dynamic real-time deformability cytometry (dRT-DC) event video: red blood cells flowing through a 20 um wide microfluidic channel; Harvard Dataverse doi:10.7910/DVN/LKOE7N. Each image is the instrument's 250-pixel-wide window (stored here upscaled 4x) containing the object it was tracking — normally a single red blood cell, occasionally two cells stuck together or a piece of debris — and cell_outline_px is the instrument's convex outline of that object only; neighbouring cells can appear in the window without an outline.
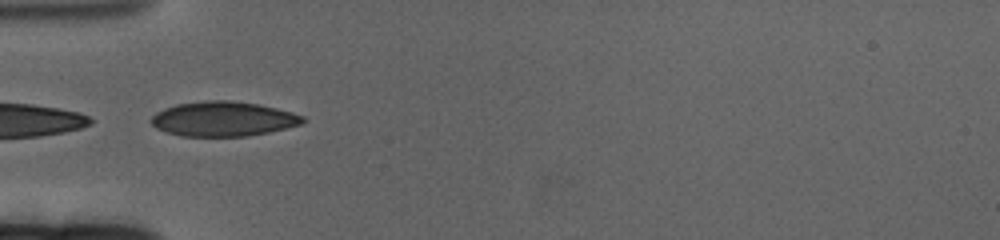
{"species": "human", "species_latin": "Homo sapiens", "temperature_condition": "cold", "stored_images_in_passage": 43, "camera_frame_rate_fps": 3000, "um_per_image_px": 0.085, "donor": {"sex": "female"}, "frame": {"image": 1, "passage_image": 1, "time_ms": 0.0, "image_size_px": [1000, 240], "cell_outline_px": [[300, 120], [296, 124], [260, 132], [236, 136], [196, 136], [172, 132], [160, 128], [152, 120], [160, 112], [168, 108], [184, 104], [248, 104], [268, 108], [284, 112], [296, 116]], "centroid_in_image_um": [18.87, 10.17], "position_along_channel_um": 66.1, "area_um2": 26.3}}
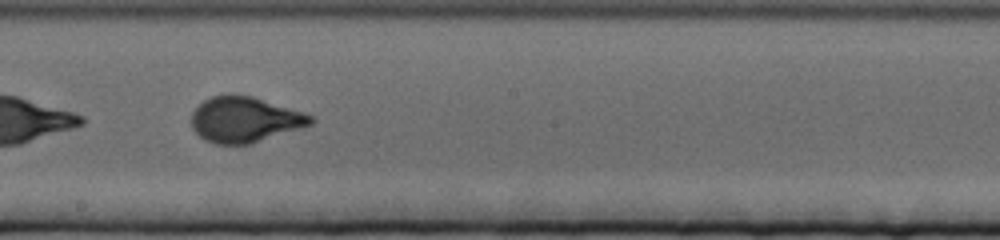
{"frame": {"image": 2, "passage_image": 16, "time_ms": 5.0, "image_size_px": [1000, 240], "cell_outline_px": [[312, 120], [304, 124], [252, 140], [212, 140], [204, 136], [196, 128], [196, 112], [208, 100], [220, 96], [240, 96], [256, 100], [308, 116]], "centroid_in_image_um": [20.74, 10.11], "position_along_channel_um": 227.5, "area_um2": 25.84}}
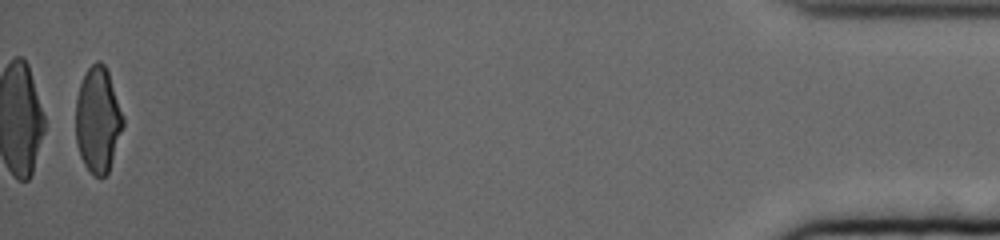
{"frame": {"image": 3, "passage_image": 42, "time_ms": 13.667, "image_size_px": [1000, 240], "cell_outline_px": [[120, 128], [108, 172], [104, 176], [96, 176], [88, 168], [80, 152], [76, 136], [76, 108], [80, 88], [84, 76], [96, 64], [100, 64], [104, 68], [108, 76], [120, 116]], "centroid_in_image_um": [8.26, 10.28], "position_along_channel_um": 426.9, "area_um2": 26.13}, "authors_computed_cell_mechanics": {"area_um2": 26.299, "velocity_mm_per_s": 3.2444, "shape_relaxation_time_tau1_ms": 4.3407, "shape_relaxation_time_tau2_ms": null, "deformation_change_tau1": 0.199, "deformation_change_tau2": null}}